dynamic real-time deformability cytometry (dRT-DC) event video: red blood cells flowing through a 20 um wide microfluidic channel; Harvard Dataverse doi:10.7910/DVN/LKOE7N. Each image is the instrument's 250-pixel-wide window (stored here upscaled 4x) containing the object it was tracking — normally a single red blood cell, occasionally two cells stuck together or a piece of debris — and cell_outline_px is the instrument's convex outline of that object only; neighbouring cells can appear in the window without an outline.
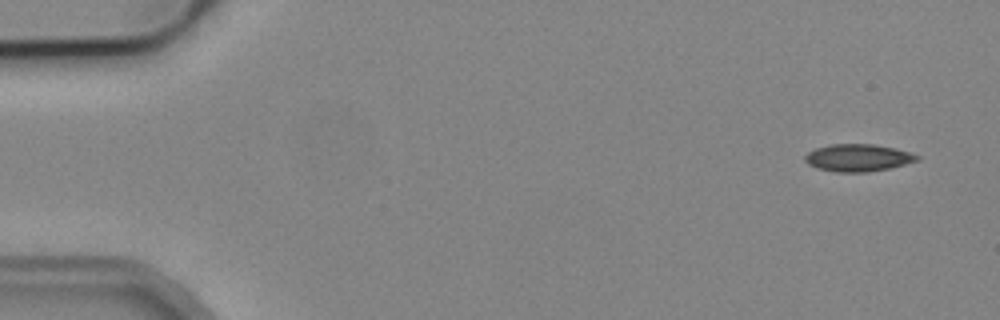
{"species": "common noctule bat (a hibernating species)", "species_latin": "Nyctalus noctula", "temperature_condition": "cold", "stored_images_in_passage": 9, "camera_frame_rate_fps": 3000, "um_per_image_px": 0.085, "animal": {"sex": "male", "body_mass_g": 19.2, "forearm_length_mm": 51.8}, "frame": {"image": 1, "passage_image": 1, "time_ms": 0.0, "image_size_px": [1000, 320], "cell_outline_px": [[920, 160], [892, 168], [868, 172], [836, 172], [816, 168], [808, 164], [804, 160], [804, 156], [808, 152], [816, 148], [832, 144], [872, 144], [896, 148], [920, 156]], "centroid_in_image_um": [72.94, 13.42], "position_along_channel_um": 12.1, "area_um2": 17.98}}
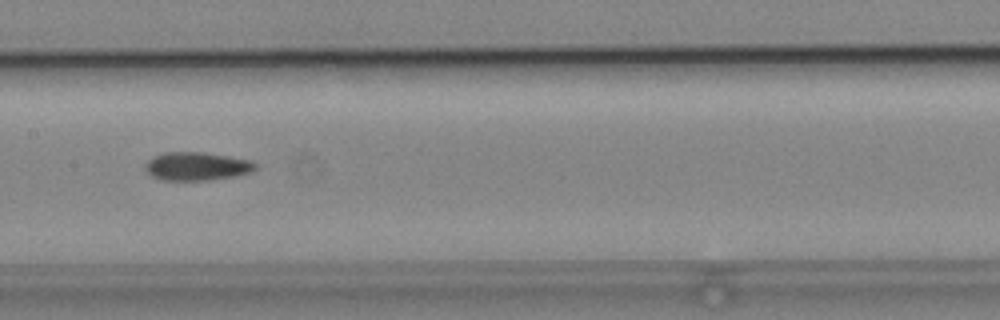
{"frame": {"image": 2, "passage_image": 7, "time_ms": 8.0, "image_size_px": [1000, 320], "cell_outline_px": [[256, 168], [252, 172], [236, 176], [208, 180], [160, 180], [152, 176], [144, 168], [144, 164], [152, 156], [164, 152], [204, 152], [252, 160], [256, 164]], "centroid_in_image_um": [16.72, 14.13], "position_along_channel_um": 190.7, "area_um2": 18.38}}
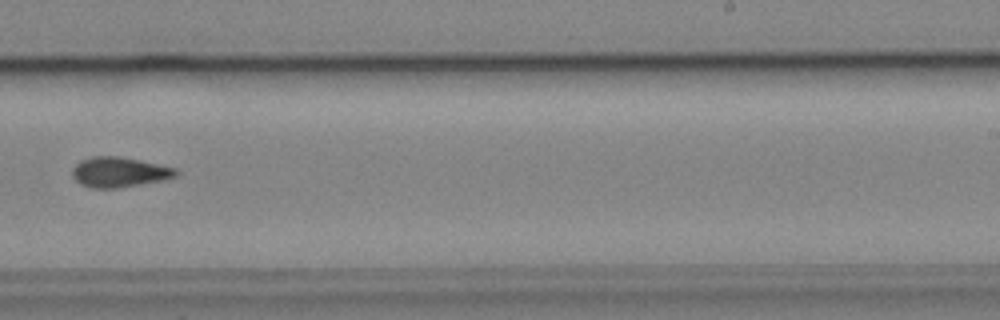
{"frame": {"image": 3, "passage_image": 9, "time_ms": 10.333, "image_size_px": [1000, 320], "cell_outline_px": [[180, 172], [176, 176], [164, 180], [116, 188], [92, 188], [80, 184], [72, 176], [72, 168], [80, 160], [92, 156], [116, 156], [140, 160], [176, 168]], "centroid_in_image_um": [10.13, 14.63], "position_along_channel_um": 278.9, "area_um2": 18.21}}